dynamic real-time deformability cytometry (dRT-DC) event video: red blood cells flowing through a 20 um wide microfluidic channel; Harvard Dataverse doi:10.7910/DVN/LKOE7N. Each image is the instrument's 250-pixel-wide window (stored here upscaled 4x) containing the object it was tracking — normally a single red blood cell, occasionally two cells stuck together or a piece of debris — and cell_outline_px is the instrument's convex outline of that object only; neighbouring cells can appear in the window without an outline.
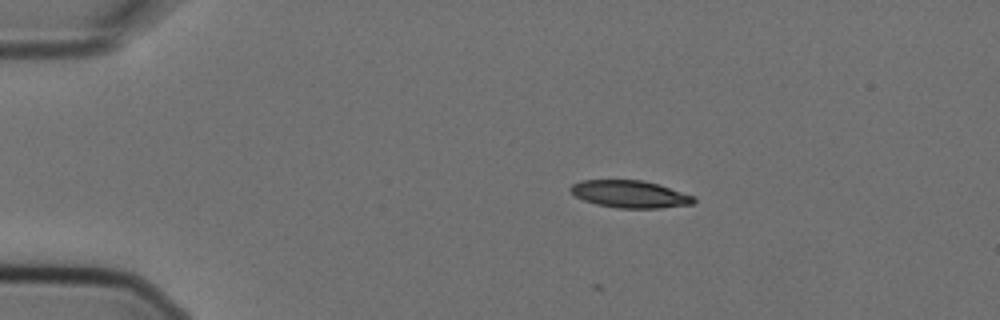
{"species": "Egyptian fruit bat (a non-hibernating species)", "species_latin": "Rousettus aegyptiacus", "temperature_condition": "cold", "stored_images_in_passage": 7, "camera_frame_rate_fps": 3000, "um_per_image_px": 0.085, "animal": {"sex": "female"}, "frame": {"image": 1, "passage_image": 2, "time_ms": 0.333, "image_size_px": [1000, 320], "cell_outline_px": [[696, 200], [692, 204], [660, 208], [616, 208], [596, 204], [584, 200], [576, 196], [568, 188], [572, 184], [580, 180], [644, 180], [696, 196]], "centroid_in_image_um": [53.55, 16.5], "position_along_channel_um": 31.5, "area_um2": 19.65}}
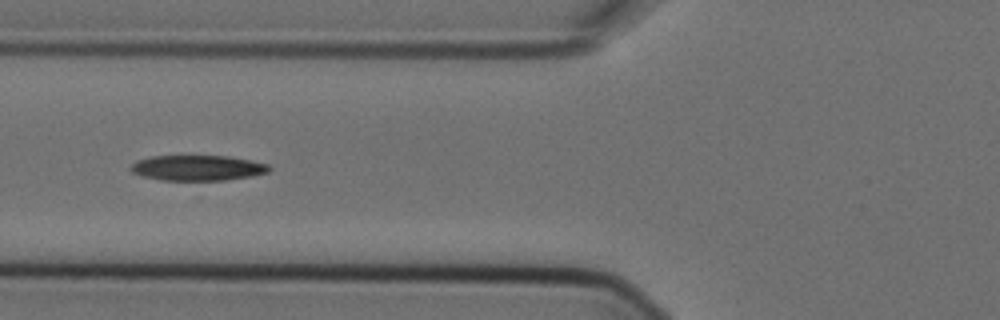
{"frame": {"image": 2, "passage_image": 5, "time_ms": 1.333, "image_size_px": [1000, 320], "cell_outline_px": [[272, 168], [268, 172], [252, 176], [224, 180], [160, 180], [144, 176], [132, 172], [128, 168], [136, 160], [152, 156], [228, 156], [252, 160], [268, 164]], "centroid_in_image_um": [16.8, 14.26], "position_along_channel_um": 109.0, "area_um2": 20.52}}
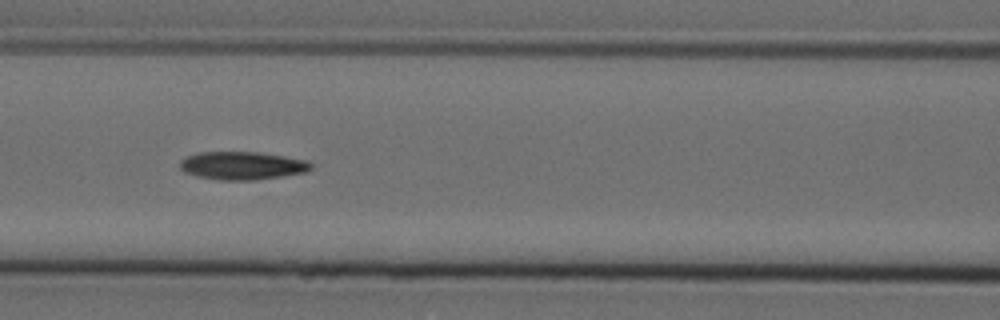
{"frame": {"image": 3, "passage_image": 6, "time_ms": 1.667, "image_size_px": [1000, 320], "cell_outline_px": [[312, 168], [308, 172], [256, 180], [220, 180], [196, 176], [184, 172], [180, 168], [180, 160], [188, 156], [200, 152], [260, 152], [308, 160], [312, 164]], "centroid_in_image_um": [20.62, 14.08], "position_along_channel_um": 146.0, "area_um2": 21.56}}